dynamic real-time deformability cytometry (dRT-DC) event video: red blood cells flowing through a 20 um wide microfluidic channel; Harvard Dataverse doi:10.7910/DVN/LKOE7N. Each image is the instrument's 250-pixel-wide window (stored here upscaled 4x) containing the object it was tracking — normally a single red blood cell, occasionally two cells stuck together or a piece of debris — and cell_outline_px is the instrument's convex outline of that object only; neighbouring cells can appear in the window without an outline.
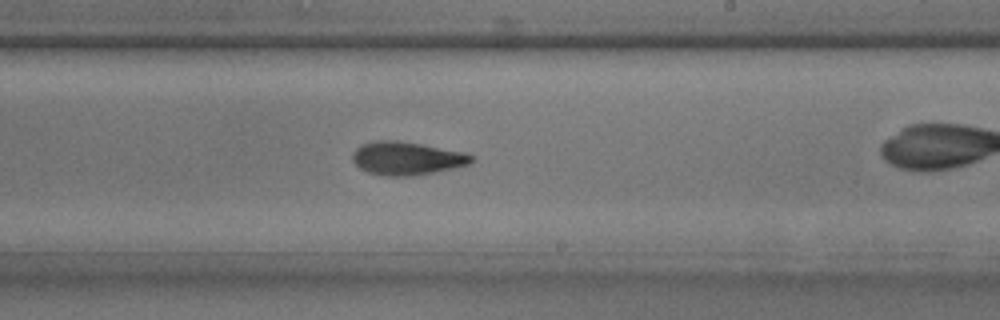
{"species": "common noctule bat (a hibernating species)", "species_latin": "Nyctalus noctula", "temperature_condition": "room temperature", "stored_images_in_passage": 19, "camera_frame_rate_fps": 3000, "um_per_image_px": 0.085, "animal": {"sex": "male", "body_mass_g": 17.9, "forearm_length_mm": 54.2}, "frame": {"image": 1, "passage_image": 11, "time_ms": 3.333, "image_size_px": [1000, 320], "cell_outline_px": [[476, 156], [468, 164], [452, 168], [412, 176], [388, 176], [368, 172], [360, 168], [352, 160], [352, 152], [360, 144], [372, 140], [396, 140], [420, 144], [464, 152]], "centroid_in_image_um": [34.53, 13.44], "position_along_channel_um": 254.5, "area_um2": 22.95}}